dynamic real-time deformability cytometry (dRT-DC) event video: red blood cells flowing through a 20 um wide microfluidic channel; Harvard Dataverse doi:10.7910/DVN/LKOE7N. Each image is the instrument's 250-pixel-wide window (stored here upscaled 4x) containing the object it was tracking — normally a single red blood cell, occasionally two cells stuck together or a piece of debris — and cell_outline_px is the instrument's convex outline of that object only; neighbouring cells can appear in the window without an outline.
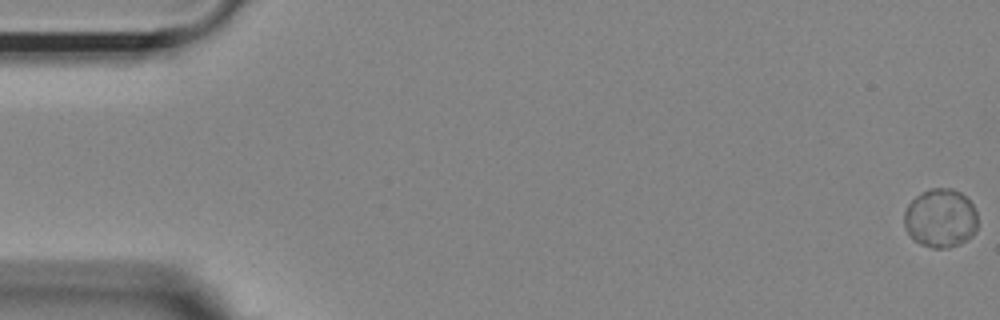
{"species": "Egyptian fruit bat (a non-hibernating species)", "species_latin": "Rousettus aegyptiacus", "temperature_condition": "room temperature", "stored_images_in_passage": 56, "camera_frame_rate_fps": 3000, "um_per_image_px": 0.085, "animal": {"sex": "female"}, "frame": {"image": 1, "passage_image": 1, "time_ms": 0.0, "image_size_px": [1000, 320], "cell_outline_px": [[976, 232], [972, 236], [960, 244], [948, 248], [932, 248], [920, 244], [908, 232], [904, 224], [904, 212], [908, 204], [920, 192], [932, 188], [952, 188], [960, 192], [972, 204], [976, 212]], "centroid_in_image_um": [79.94, 18.54], "position_along_channel_um": 5.1, "area_um2": 25.14}}
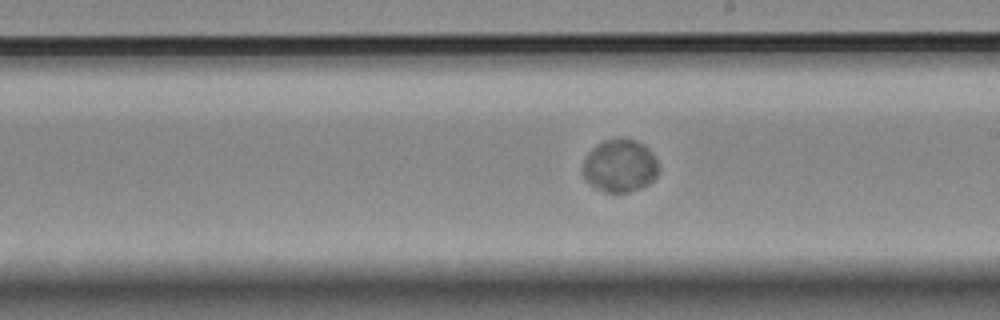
{"frame": {"image": 2, "passage_image": 32, "time_ms": 10.333, "image_size_px": [1000, 320], "cell_outline_px": [[660, 168], [656, 176], [648, 184], [640, 188], [628, 192], [604, 192], [596, 188], [584, 176], [584, 160], [588, 152], [592, 148], [604, 140], [620, 136], [636, 140], [644, 144], [652, 152]], "centroid_in_image_um": [52.72, 14.06], "position_along_channel_um": 236.3, "area_um2": 23.41}}
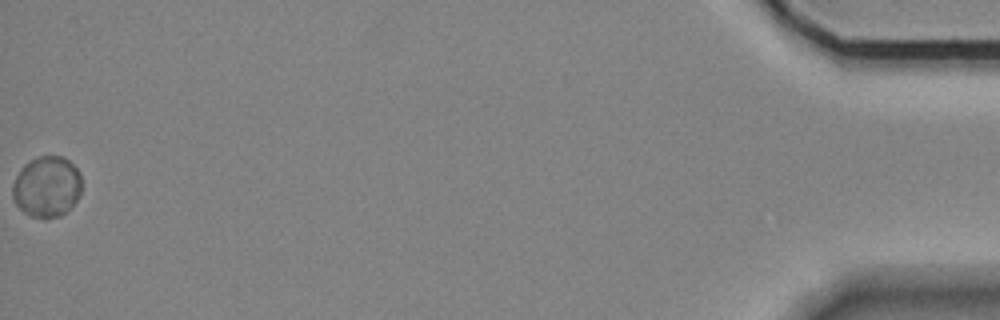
{"frame": {"image": 3, "passage_image": 56, "time_ms": 18.333, "image_size_px": [1000, 320], "cell_outline_px": [[80, 196], [60, 216], [44, 220], [32, 216], [24, 212], [16, 204], [12, 196], [12, 188], [16, 176], [20, 168], [24, 164], [40, 156], [64, 156], [80, 172]], "centroid_in_image_um": [3.96, 15.88], "position_along_channel_um": 431.2, "area_um2": 24.51}, "authors_computed_cell_mechanics": {"area_um2": 24.2182, "velocity_mm_per_s": 3.6185, "shape_relaxation_time_tau1_ms": 1.9645, "shape_relaxation_time_tau2_ms": null, "deformation_change_tau1": 0.032, "deformation_change_tau2": null}}